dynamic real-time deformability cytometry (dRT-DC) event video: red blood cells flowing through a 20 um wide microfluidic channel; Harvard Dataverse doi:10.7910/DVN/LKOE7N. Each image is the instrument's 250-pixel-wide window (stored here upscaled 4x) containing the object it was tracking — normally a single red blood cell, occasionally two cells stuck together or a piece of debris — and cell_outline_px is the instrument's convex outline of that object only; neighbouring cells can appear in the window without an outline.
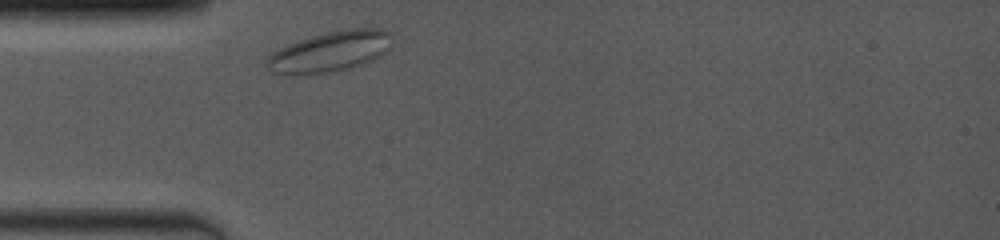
{"species": "common noctule bat (a hibernating species)", "species_latin": "Nyctalus noctula", "temperature_condition": "room temperature", "stored_images_in_passage": 10, "camera_frame_rate_fps": 4000, "um_per_image_px": 0.085, "animal": {"sex": "female", "body_mass_g": 19.0, "forearm_length_mm": 53.3}, "frame": {"image": 1, "passage_image": 1, "time_ms": 0.0, "image_size_px": [1000, 240], "cell_outline_px": [[392, 36], [388, 48], [380, 56], [364, 64], [328, 72], [296, 76], [284, 76], [272, 72], [264, 64], [264, 60], [272, 52], [288, 44], [312, 36], [328, 32], [352, 28], [384, 28], [392, 32]], "centroid_in_image_um": [28.0, 4.4], "position_along_channel_um": 57.0, "area_um2": 29.82}}
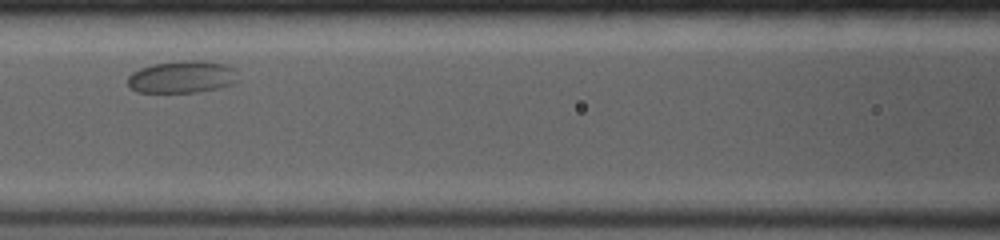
{"frame": {"image": 2, "passage_image": 7, "time_ms": 2.75, "image_size_px": [1000, 240], "cell_outline_px": [[240, 80], [232, 84], [216, 88], [196, 92], [136, 92], [128, 84], [128, 76], [132, 72], [140, 68], [152, 64], [184, 60], [204, 60], [224, 64], [236, 68]], "centroid_in_image_um": [15.52, 6.52], "position_along_channel_um": 151.1, "area_um2": 20.92}}
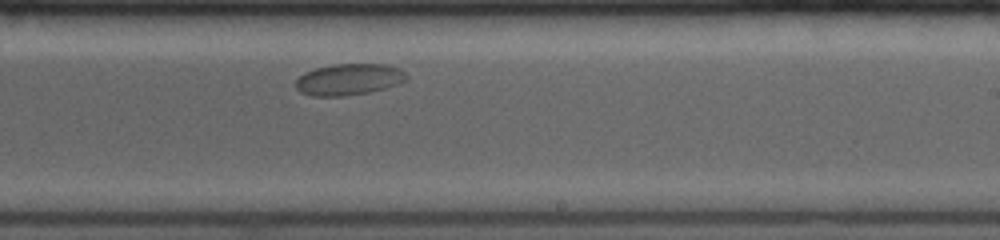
{"frame": {"image": 3, "passage_image": 10, "time_ms": 5.75, "image_size_px": [1000, 240], "cell_outline_px": [[408, 80], [384, 88], [368, 92], [344, 96], [312, 96], [300, 92], [296, 88], [296, 80], [304, 72], [316, 68], [332, 64], [388, 64], [400, 68], [408, 76]], "centroid_in_image_um": [29.66, 6.74], "position_along_channel_um": 259.3, "area_um2": 20.35}}